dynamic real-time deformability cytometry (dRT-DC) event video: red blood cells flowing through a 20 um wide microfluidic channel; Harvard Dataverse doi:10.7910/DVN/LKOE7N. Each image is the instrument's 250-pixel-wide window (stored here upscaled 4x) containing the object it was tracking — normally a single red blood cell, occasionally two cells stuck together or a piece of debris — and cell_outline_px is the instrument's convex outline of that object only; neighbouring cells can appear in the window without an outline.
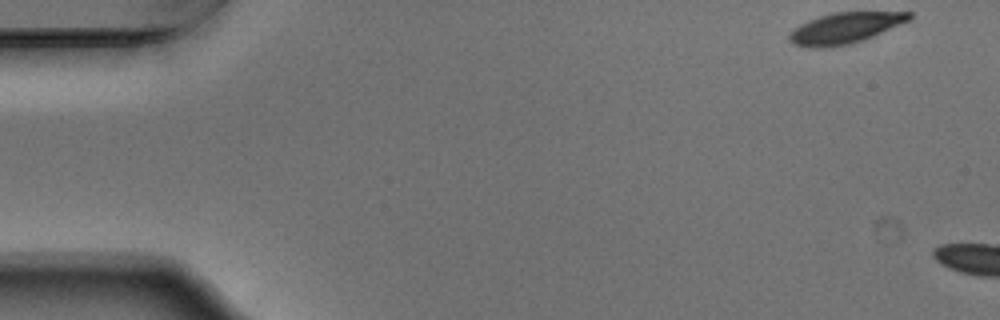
{"species": "Egyptian fruit bat (a non-hibernating species)", "species_latin": "Rousettus aegyptiacus", "temperature_condition": "warm", "stored_images_in_passage": 4, "camera_frame_rate_fps": 3000, "um_per_image_px": 0.085, "animal": {"sex": "male"}, "frame": {"image": 1, "passage_image": 1, "time_ms": 0.0, "image_size_px": [1000, 320], "cell_outline_px": [[912, 20], [864, 40], [848, 44], [828, 48], [808, 48], [792, 44], [788, 40], [788, 36], [800, 24], [820, 16], [832, 12], [912, 12]], "centroid_in_image_um": [71.85, 2.39], "position_along_channel_um": 13.2, "area_um2": 21.73}}